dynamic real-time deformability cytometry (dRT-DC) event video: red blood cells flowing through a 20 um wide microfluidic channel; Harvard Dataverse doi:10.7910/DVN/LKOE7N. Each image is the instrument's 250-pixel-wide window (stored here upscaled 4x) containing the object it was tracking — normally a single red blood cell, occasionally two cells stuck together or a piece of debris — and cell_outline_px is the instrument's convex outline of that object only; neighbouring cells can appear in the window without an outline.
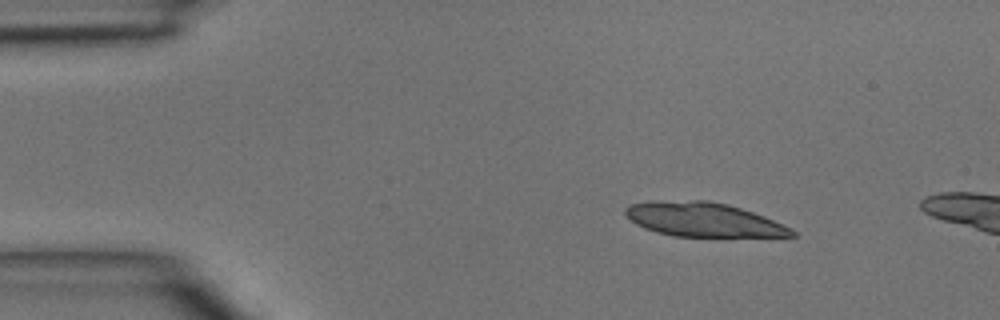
{"species": "common noctule bat (a hibernating species)", "species_latin": "Nyctalus noctula", "temperature_condition": "room temperature", "stored_images_in_passage": 3, "camera_frame_rate_fps": 3000, "um_per_image_px": 0.085, "animal": {"sex": "male", "body_mass_g": 15.6}, "frame": {"image": 1, "passage_image": 1, "time_ms": 0.0, "image_size_px": [1000, 320], "cell_outline_px": [[796, 236], [728, 240], [672, 236], [656, 232], [644, 228], [636, 224], [624, 212], [624, 208], [628, 204], [692, 200], [708, 200], [728, 204], [764, 216], [796, 232]], "centroid_in_image_um": [59.89, 18.75], "position_along_channel_um": 25.1, "area_um2": 34.1}}